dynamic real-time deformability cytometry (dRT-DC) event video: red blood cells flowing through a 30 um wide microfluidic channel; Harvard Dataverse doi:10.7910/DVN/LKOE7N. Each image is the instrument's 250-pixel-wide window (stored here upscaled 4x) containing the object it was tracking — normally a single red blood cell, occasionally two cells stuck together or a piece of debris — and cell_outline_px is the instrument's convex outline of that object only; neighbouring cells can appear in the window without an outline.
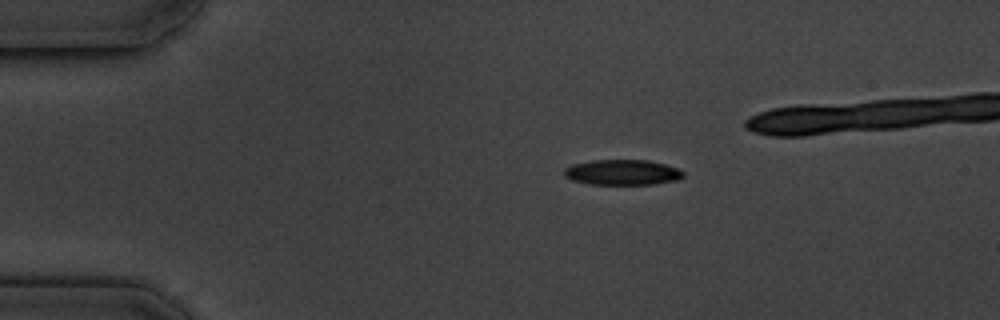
{"species": "common noctule bat (a hibernating species)", "species_latin": "Nyctalus noctula", "temperature_condition": "cold", "stored_images_in_passage": 3, "camera_frame_rate_fps": 3000, "um_per_image_px": 0.085, "animal": {"sex": "male", "body_mass_g": 19.5, "forearm_length_mm": 54.6}, "frame": {"image": 1, "passage_image": 1, "time_ms": 0.0, "image_size_px": [1000, 320], "cell_outline_px": [[684, 176], [680, 180], [652, 184], [588, 184], [572, 180], [564, 176], [564, 168], [572, 164], [592, 160], [648, 160], [664, 164], [676, 168], [684, 172]], "centroid_in_image_um": [52.89, 14.65], "position_along_channel_um": 32.1, "area_um2": 17.69}}